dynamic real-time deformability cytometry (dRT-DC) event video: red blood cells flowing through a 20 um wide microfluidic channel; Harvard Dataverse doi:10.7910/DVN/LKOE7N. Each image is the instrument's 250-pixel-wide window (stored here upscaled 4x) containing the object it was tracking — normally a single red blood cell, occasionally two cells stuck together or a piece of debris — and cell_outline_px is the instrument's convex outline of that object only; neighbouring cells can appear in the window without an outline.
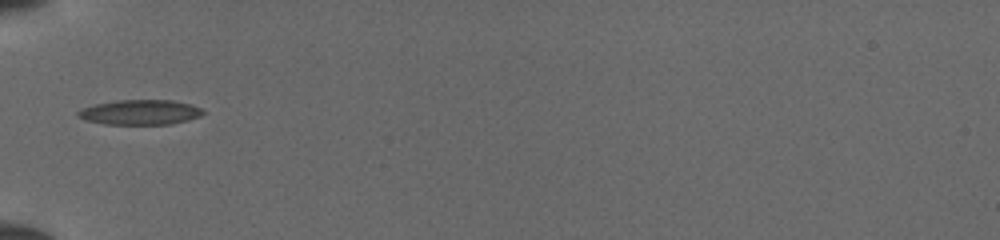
{"species": "common noctule bat (a hibernating species)", "species_latin": "Nyctalus noctula", "temperature_condition": "cold", "stored_images_in_passage": 32, "camera_frame_rate_fps": 3000, "um_per_image_px": 0.085, "animal": {"sex": "female", "body_mass_g": 19.5, "forearm_length_mm": 54.1}, "frame": {"image": 1, "passage_image": 1, "time_ms": 0.0, "image_size_px": [1000, 240], "cell_outline_px": [[204, 112], [200, 116], [188, 120], [172, 124], [104, 124], [84, 120], [76, 116], [76, 112], [84, 108], [96, 104], [116, 100], [172, 100], [192, 104], [200, 108]], "centroid_in_image_um": [11.9, 9.54], "position_along_channel_um": 73.1, "area_um2": 18.21}}
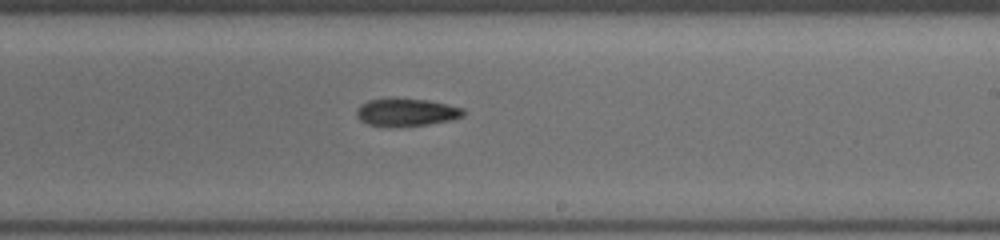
{"frame": {"image": 2, "passage_image": 14, "time_ms": 4.333, "image_size_px": [1000, 240], "cell_outline_px": [[464, 116], [452, 120], [428, 124], [368, 124], [360, 120], [356, 116], [356, 108], [360, 104], [368, 100], [428, 100], [464, 108]], "centroid_in_image_um": [34.58, 9.53], "position_along_channel_um": 254.4, "area_um2": 16.24}}
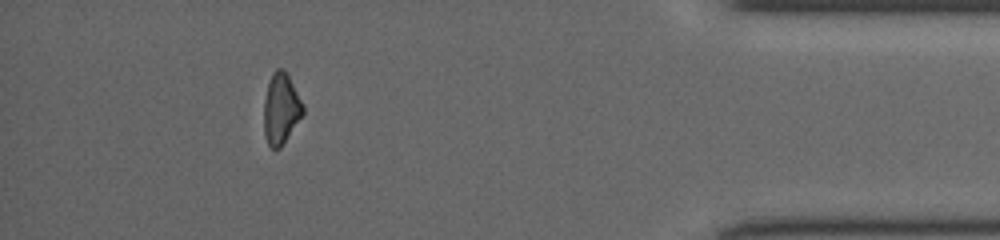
{"frame": {"image": 3, "passage_image": 28, "time_ms": 9.0, "image_size_px": [1000, 240], "cell_outline_px": [[304, 112], [280, 148], [272, 148], [268, 144], [264, 136], [264, 100], [268, 84], [272, 72], [276, 68], [284, 68], [304, 104]], "centroid_in_image_um": [23.88, 9.21], "position_along_channel_um": 411.3, "area_um2": 16.07}}